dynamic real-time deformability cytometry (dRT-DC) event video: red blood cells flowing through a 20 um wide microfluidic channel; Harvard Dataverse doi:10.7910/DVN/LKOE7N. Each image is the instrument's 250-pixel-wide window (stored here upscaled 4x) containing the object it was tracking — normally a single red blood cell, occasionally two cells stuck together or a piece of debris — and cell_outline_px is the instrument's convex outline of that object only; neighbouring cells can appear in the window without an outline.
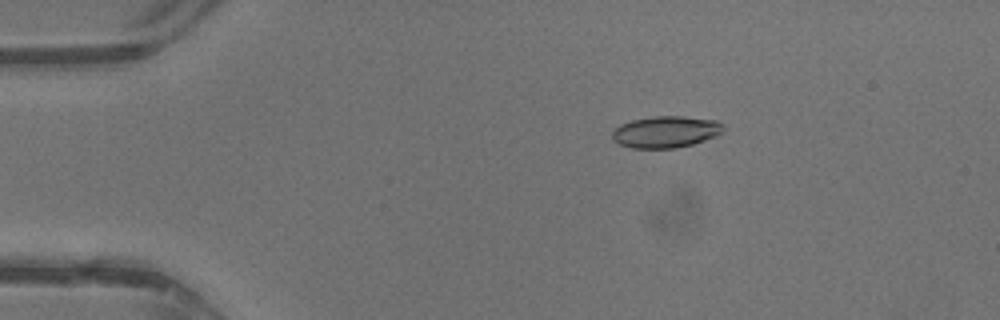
{"species": "common noctule bat (a hibernating species)", "species_latin": "Nyctalus noctula", "temperature_condition": "warm", "stored_images_in_passage": 39, "camera_frame_rate_fps": 3000, "um_per_image_px": 0.085, "animal": {"sex": "male", "body_mass_g": 13.3}, "frame": {"image": 1, "passage_image": 4, "time_ms": 1.0, "image_size_px": [1000, 320], "cell_outline_px": [[724, 132], [716, 136], [692, 144], [676, 148], [632, 148], [620, 144], [612, 140], [612, 132], [620, 124], [632, 120], [652, 116], [684, 116], [716, 120], [724, 128]], "centroid_in_image_um": [56.58, 11.2], "position_along_channel_um": 28.4, "area_um2": 20.52}}
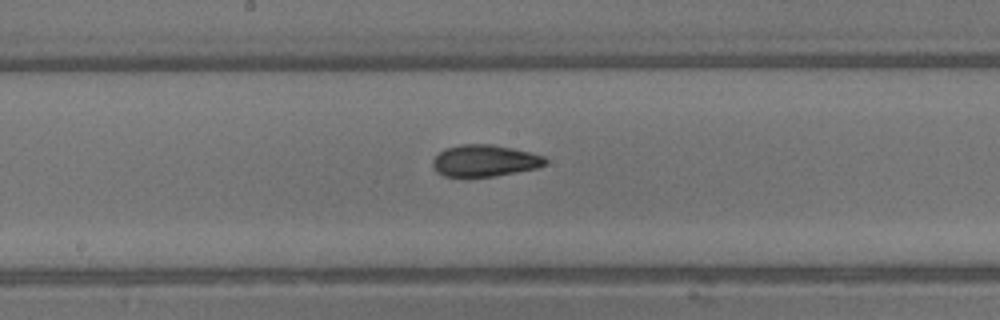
{"frame": {"image": 2, "passage_image": 19, "time_ms": 6.0, "image_size_px": [1000, 320], "cell_outline_px": [[548, 160], [544, 164], [536, 168], [496, 176], [468, 180], [444, 176], [436, 172], [432, 168], [432, 160], [444, 148], [460, 144], [492, 144], [512, 148], [544, 156]], "centroid_in_image_um": [41.11, 13.7], "position_along_channel_um": 207.1, "area_um2": 21.5}}
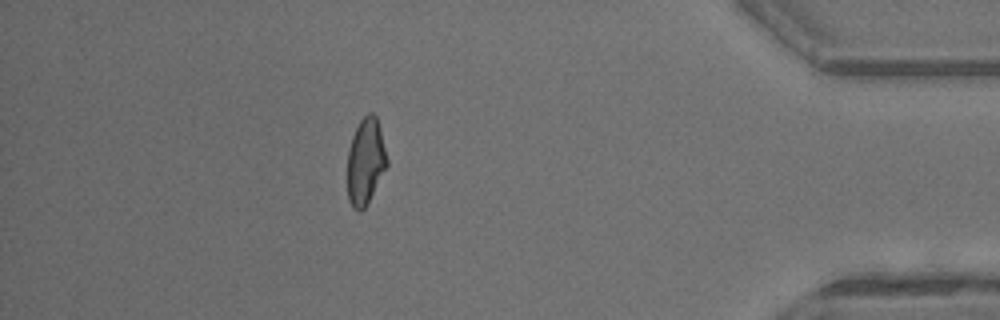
{"frame": {"image": 3, "passage_image": 34, "time_ms": 11.0, "image_size_px": [1000, 320], "cell_outline_px": [[388, 164], [364, 208], [360, 212], [352, 208], [348, 200], [348, 148], [352, 136], [360, 120], [368, 112], [372, 112], [376, 116], [380, 128], [388, 160]], "centroid_in_image_um": [31.06, 13.7], "position_along_channel_um": 404.1, "area_um2": 19.77}, "authors_computed_cell_mechanics": {"area_um2": 20.5768, "velocity_mm_per_s": 4.8654, "shape_relaxation_time_tau1_ms": 4.6482, "shape_relaxation_time_tau2_ms": 1.7258, "deformation_change_tau1": 0.1768, "deformation_change_tau2": 0.0718}}